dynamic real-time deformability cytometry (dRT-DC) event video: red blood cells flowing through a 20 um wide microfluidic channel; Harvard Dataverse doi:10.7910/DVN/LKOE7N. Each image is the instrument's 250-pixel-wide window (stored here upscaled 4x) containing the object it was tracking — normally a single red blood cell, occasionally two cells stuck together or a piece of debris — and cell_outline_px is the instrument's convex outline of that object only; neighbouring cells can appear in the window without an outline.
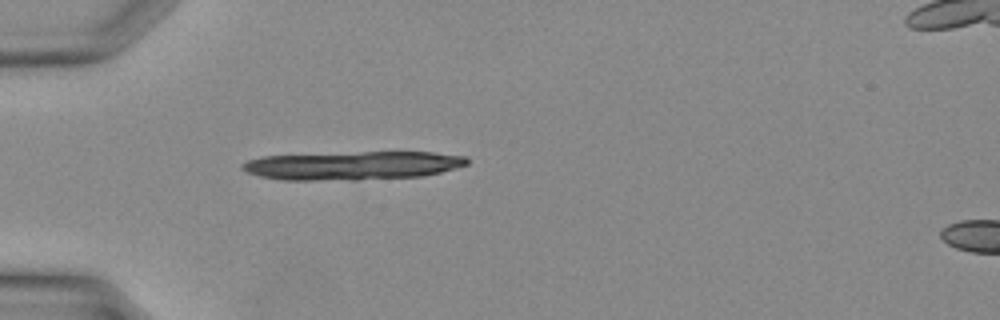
{"species": "Egyptian fruit bat (a non-hibernating species)", "species_latin": "Rousettus aegyptiacus", "temperature_condition": "warm", "stored_images_in_passage": 2, "camera_frame_rate_fps": 3000, "um_per_image_px": 0.085, "animal": {"sex": "female"}, "frame": {"image": 1, "passage_image": 1, "time_ms": 0.0, "image_size_px": [1000, 320], "cell_outline_px": [[468, 164], [456, 168], [424, 176], [356, 180], [280, 180], [260, 176], [244, 172], [240, 168], [240, 164], [248, 160], [260, 156], [364, 152], [432, 152], [468, 156]], "centroid_in_image_um": [29.95, 14.07], "position_along_channel_um": 55.0, "area_um2": 37.69}}